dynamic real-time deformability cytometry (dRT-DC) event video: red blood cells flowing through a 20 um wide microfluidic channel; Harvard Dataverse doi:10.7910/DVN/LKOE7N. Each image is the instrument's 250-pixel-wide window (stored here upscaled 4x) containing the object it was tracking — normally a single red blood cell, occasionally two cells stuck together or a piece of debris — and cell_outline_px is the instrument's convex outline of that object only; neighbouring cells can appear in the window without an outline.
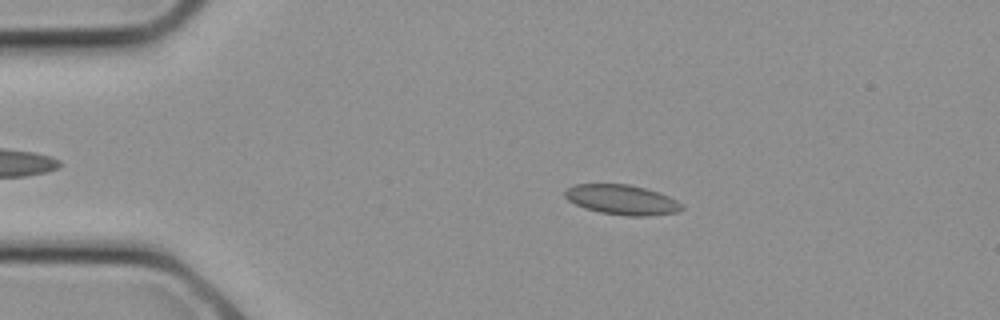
{"species": "common noctule bat (a hibernating species)", "species_latin": "Nyctalus noctula", "temperature_condition": "cold", "stored_images_in_passage": 11, "camera_frame_rate_fps": 3000, "um_per_image_px": 0.085, "animal": {"sex": "female", "body_mass_g": 21.9}, "frame": {"image": 1, "passage_image": 5, "time_ms": 1.333, "image_size_px": [1000, 320], "cell_outline_px": [[684, 208], [680, 212], [648, 216], [624, 216], [600, 212], [584, 208], [568, 200], [564, 196], [564, 192], [568, 188], [576, 184], [628, 184], [660, 192], [676, 200]], "centroid_in_image_um": [52.88, 16.98], "position_along_channel_um": 32.1, "area_um2": 20.4}}
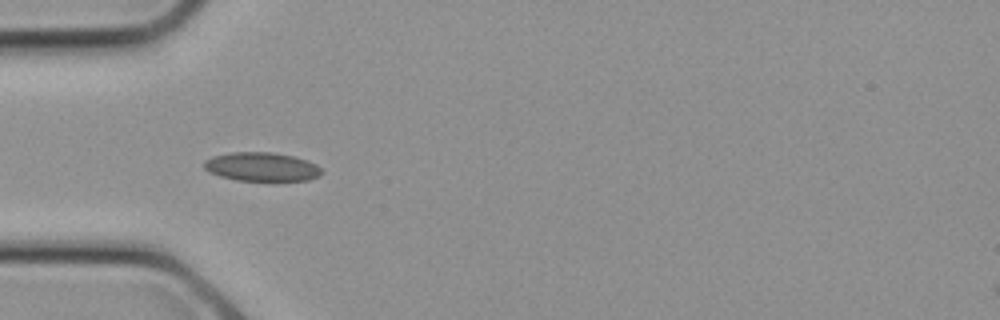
{"frame": {"image": 2, "passage_image": 8, "time_ms": 2.333, "image_size_px": [1000, 320], "cell_outline_px": [[324, 172], [320, 176], [308, 180], [236, 180], [220, 176], [208, 172], [204, 168], [204, 160], [212, 156], [232, 152], [272, 152], [292, 156], [308, 160], [316, 164]], "centroid_in_image_um": [22.24, 14.17], "position_along_channel_um": 62.8, "area_um2": 19.77}}
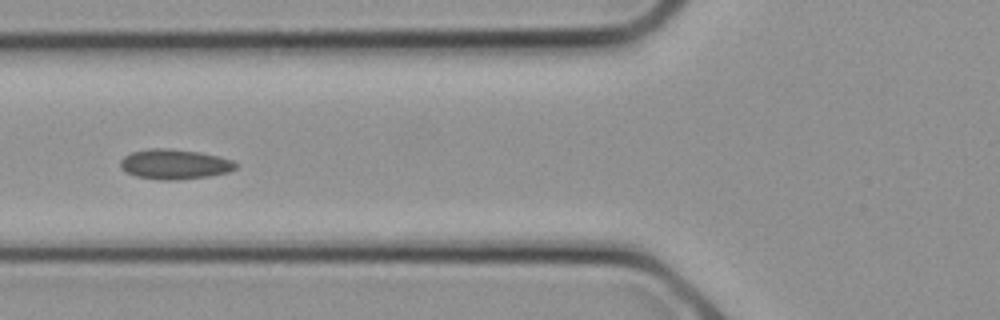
{"frame": {"image": 3, "passage_image": 10, "time_ms": 3.0, "image_size_px": [1000, 320], "cell_outline_px": [[240, 164], [236, 168], [228, 172], [208, 176], [172, 180], [160, 180], [136, 176], [128, 172], [120, 164], [120, 160], [124, 156], [132, 152], [148, 148], [168, 148], [200, 152], [220, 156], [232, 160]], "centroid_in_image_um": [14.88, 13.94], "position_along_channel_um": 110.9, "area_um2": 20.11}}